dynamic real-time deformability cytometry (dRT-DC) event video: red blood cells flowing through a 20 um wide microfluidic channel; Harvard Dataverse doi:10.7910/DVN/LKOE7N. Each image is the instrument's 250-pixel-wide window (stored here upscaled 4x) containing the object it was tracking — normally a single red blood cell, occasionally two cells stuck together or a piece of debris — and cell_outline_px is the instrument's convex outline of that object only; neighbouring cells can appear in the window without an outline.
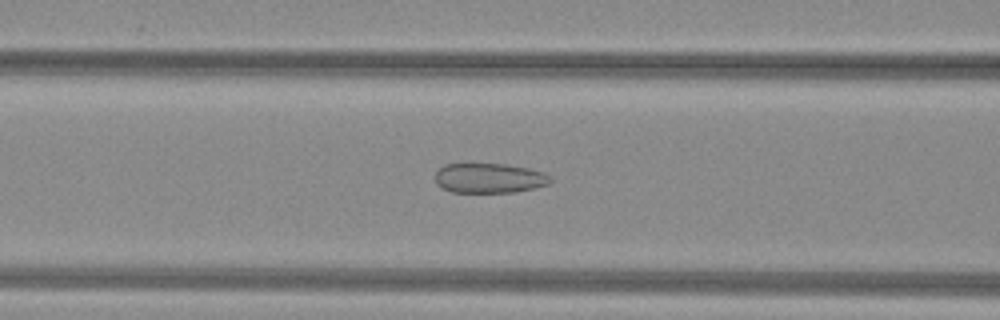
{"species": "common noctule bat (a hibernating species)", "species_latin": "Nyctalus noctula", "temperature_condition": "warm", "stored_images_in_passage": 53, "camera_frame_rate_fps": 3000, "um_per_image_px": 0.085, "animal": {"sex": "female", "body_mass_g": 29.2, "forearm_length_mm": 56.3}, "frame": {"image": 1, "passage_image": 23, "time_ms": 7.333, "image_size_px": [1000, 320], "cell_outline_px": [[552, 180], [548, 184], [536, 188], [516, 192], [452, 192], [440, 188], [436, 184], [436, 172], [444, 164], [508, 164], [528, 168], [544, 172], [552, 176]], "centroid_in_image_um": [41.61, 15.14], "position_along_channel_um": 125.0, "area_um2": 20.23}}
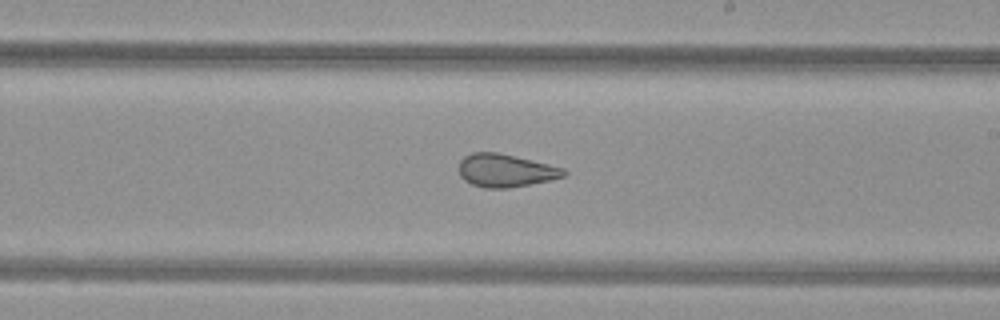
{"frame": {"image": 2, "passage_image": 32, "time_ms": 10.333, "image_size_px": [1000, 320], "cell_outline_px": [[568, 172], [564, 176], [552, 180], [508, 188], [484, 188], [472, 184], [464, 180], [460, 176], [460, 160], [464, 156], [472, 152], [496, 152], [532, 160], [564, 168]], "centroid_in_image_um": [42.97, 14.5], "position_along_channel_um": 246.0, "area_um2": 20.11}}
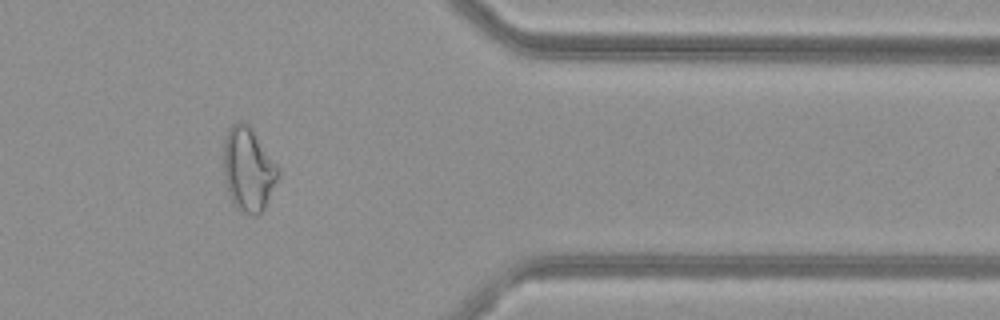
{"frame": {"image": 3, "passage_image": 44, "time_ms": 14.333, "image_size_px": [1000, 320], "cell_outline_px": [[280, 172], [268, 200], [264, 208], [256, 216], [252, 216], [240, 212], [232, 204], [224, 180], [224, 136], [228, 128], [232, 124], [240, 120], [248, 124], [252, 128], [280, 168]], "centroid_in_image_um": [21.09, 14.39], "position_along_channel_um": 390.3, "area_um2": 27.05}, "authors_computed_cell_mechanics": {"area_um2": 26.6458, "velocity_mm_per_s": 4.0334, "shape_relaxation_time_tau1_ms": null, "shape_relaxation_time_tau2_ms": 1.3109, "deformation_change_tau1": null, "deformation_change_tau2": 0.0783}}